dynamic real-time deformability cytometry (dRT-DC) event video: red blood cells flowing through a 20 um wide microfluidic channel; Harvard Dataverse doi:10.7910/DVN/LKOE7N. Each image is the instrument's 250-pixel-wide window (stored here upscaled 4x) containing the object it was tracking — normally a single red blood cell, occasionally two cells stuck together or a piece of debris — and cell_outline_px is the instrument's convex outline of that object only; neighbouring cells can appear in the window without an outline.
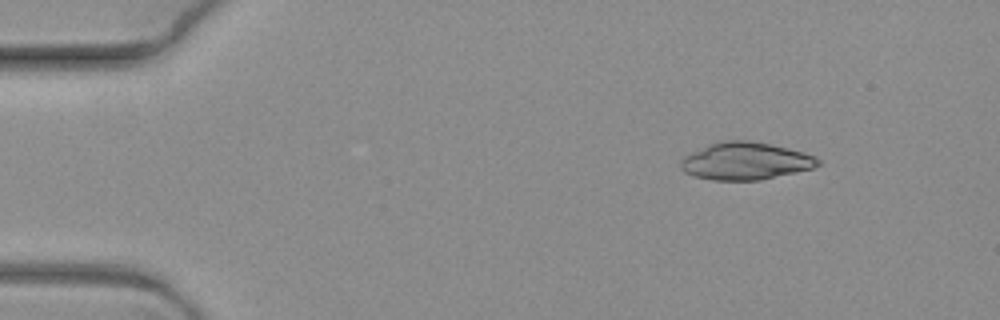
{"species": "common noctule bat (a hibernating species)", "species_latin": "Nyctalus noctula", "temperature_condition": "warm", "stored_images_in_passage": 5, "camera_frame_rate_fps": 3000, "um_per_image_px": 0.085, "animal": {"sex": "female", "body_mass_g": 19.3, "forearm_length_mm": 54.1}, "frame": {"image": 1, "passage_image": 2, "time_ms": 0.333, "image_size_px": [1000, 320], "cell_outline_px": [[820, 164], [812, 168], [760, 180], [712, 180], [696, 176], [684, 172], [680, 168], [680, 160], [684, 156], [708, 144], [720, 140], [748, 140], [772, 144], [804, 152], [820, 160]], "centroid_in_image_um": [63.33, 13.68], "position_along_channel_um": 21.7, "area_um2": 29.88}}